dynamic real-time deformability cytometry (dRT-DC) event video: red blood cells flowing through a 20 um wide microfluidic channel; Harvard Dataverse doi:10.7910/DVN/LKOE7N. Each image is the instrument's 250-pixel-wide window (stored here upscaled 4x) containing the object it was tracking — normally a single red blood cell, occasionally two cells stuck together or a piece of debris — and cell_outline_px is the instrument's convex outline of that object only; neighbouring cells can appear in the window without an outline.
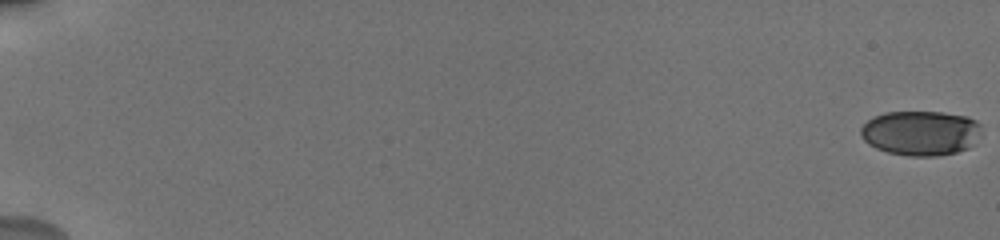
{"species": "human", "species_latin": "Homo sapiens", "temperature_condition": "cold", "stored_images_in_passage": 17, "camera_frame_rate_fps": 3000, "um_per_image_px": 0.085, "donor": {"sex": "male"}, "frame": {"image": 1, "passage_image": 1, "time_ms": 0.0, "image_size_px": [1000, 240], "cell_outline_px": [[980, 124], [972, 144], [968, 148], [956, 152], [936, 156], [908, 156], [888, 152], [876, 148], [868, 144], [860, 136], [860, 128], [868, 120], [884, 112], [940, 112], [968, 116], [976, 120]], "centroid_in_image_um": [78.2, 11.3], "position_along_channel_um": 6.8, "area_um2": 31.27}}
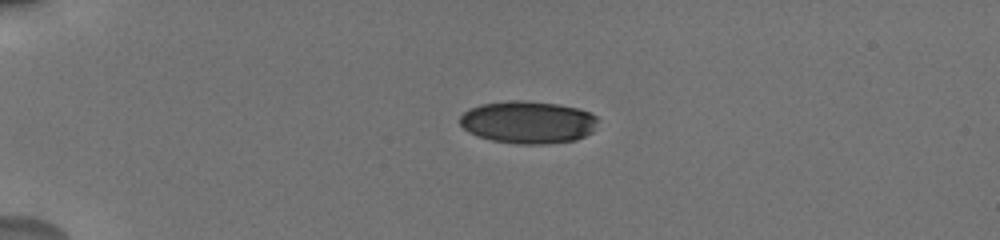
{"frame": {"image": 2, "passage_image": 10, "time_ms": 5.0, "image_size_px": [1000, 240], "cell_outline_px": [[596, 120], [592, 132], [576, 140], [548, 144], [516, 144], [492, 140], [476, 136], [468, 132], [460, 124], [460, 116], [468, 108], [480, 104], [508, 100], [524, 100], [556, 104], [580, 108], [592, 112], [596, 116]], "centroid_in_image_um": [44.86, 10.38], "position_along_channel_um": 40.1, "area_um2": 34.45}}
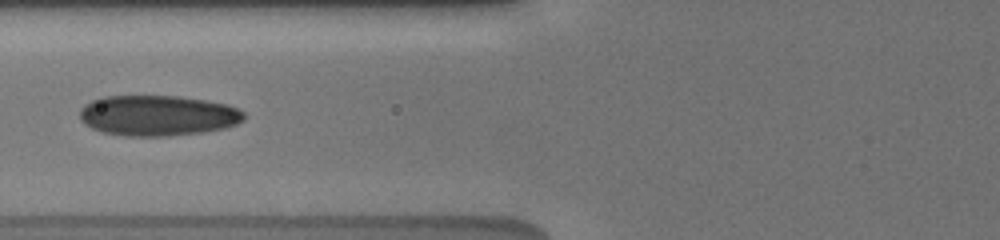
{"frame": {"image": 3, "passage_image": 16, "time_ms": 8.333, "image_size_px": [1000, 240], "cell_outline_px": [[248, 116], [244, 120], [236, 124], [224, 128], [204, 132], [168, 136], [124, 136], [104, 132], [92, 128], [84, 124], [80, 120], [80, 108], [84, 104], [100, 96], [180, 96], [228, 104], [244, 112]], "centroid_in_image_um": [13.41, 9.82], "position_along_channel_um": 112.4, "area_um2": 39.13}}